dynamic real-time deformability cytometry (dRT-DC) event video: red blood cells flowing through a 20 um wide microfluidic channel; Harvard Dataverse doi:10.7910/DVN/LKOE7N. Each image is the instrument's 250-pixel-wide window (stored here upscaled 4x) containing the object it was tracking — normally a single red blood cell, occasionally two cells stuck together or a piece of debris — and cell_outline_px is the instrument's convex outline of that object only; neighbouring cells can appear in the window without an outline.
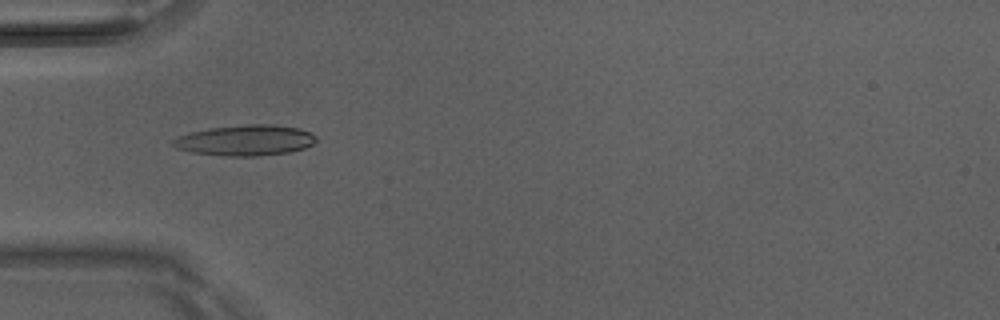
{"species": "Egyptian fruit bat (a non-hibernating species)", "species_latin": "Rousettus aegyptiacus", "temperature_condition": "room temperature", "stored_images_in_passage": 50, "camera_frame_rate_fps": 3000, "um_per_image_px": 0.085, "animal": {"sex": "male"}, "frame": {"image": 1, "passage_image": 16, "time_ms": 5.0, "image_size_px": [1000, 320], "cell_outline_px": [[316, 140], [312, 144], [304, 148], [288, 152], [256, 156], [220, 156], [192, 152], [176, 148], [172, 144], [172, 140], [180, 136], [192, 132], [212, 128], [248, 124], [272, 124], [300, 128], [312, 132], [316, 136]], "centroid_in_image_um": [20.89, 11.93], "position_along_channel_um": 64.1, "area_um2": 25.49}}
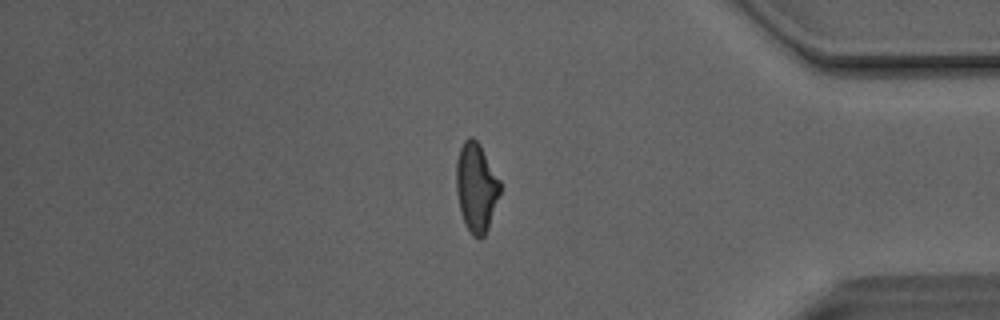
{"frame": {"image": 2, "passage_image": 42, "time_ms": 13.667, "image_size_px": [1000, 320], "cell_outline_px": [[500, 192], [488, 228], [484, 236], [480, 240], [472, 236], [468, 232], [464, 224], [460, 212], [456, 192], [456, 160], [460, 148], [464, 140], [468, 136], [472, 136], [480, 144], [500, 180]], "centroid_in_image_um": [40.46, 15.94], "position_along_channel_um": 394.7, "area_um2": 23.0}}
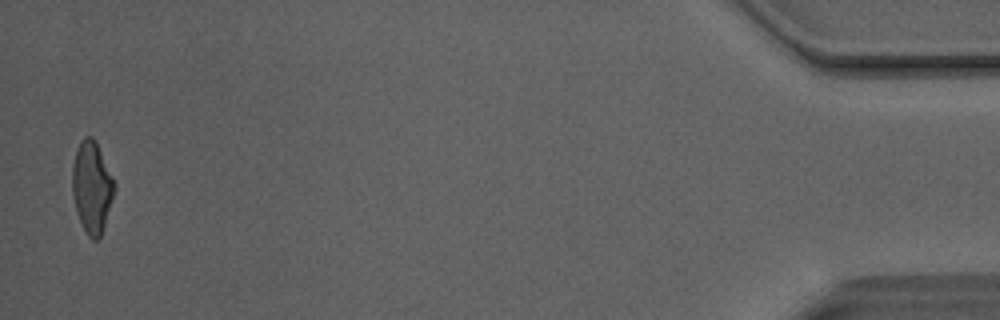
{"frame": {"image": 3, "passage_image": 49, "time_ms": 16.0, "image_size_px": [1000, 320], "cell_outline_px": [[116, 184], [112, 200], [100, 236], [96, 240], [92, 240], [88, 236], [76, 212], [72, 196], [72, 164], [80, 140], [84, 136], [92, 136], [96, 140]], "centroid_in_image_um": [7.79, 15.86], "position_along_channel_um": 427.4, "area_um2": 22.43}, "authors_computed_cell_mechanics": {"area_um2": 23.0044, "velocity_mm_per_s": 4.1526, "shape_relaxation_time_tau1_ms": 6.1135, "shape_relaxation_time_tau2_ms": 1.9132, "deformation_change_tau1": 0.2171, "deformation_change_tau2": 0.0966}}